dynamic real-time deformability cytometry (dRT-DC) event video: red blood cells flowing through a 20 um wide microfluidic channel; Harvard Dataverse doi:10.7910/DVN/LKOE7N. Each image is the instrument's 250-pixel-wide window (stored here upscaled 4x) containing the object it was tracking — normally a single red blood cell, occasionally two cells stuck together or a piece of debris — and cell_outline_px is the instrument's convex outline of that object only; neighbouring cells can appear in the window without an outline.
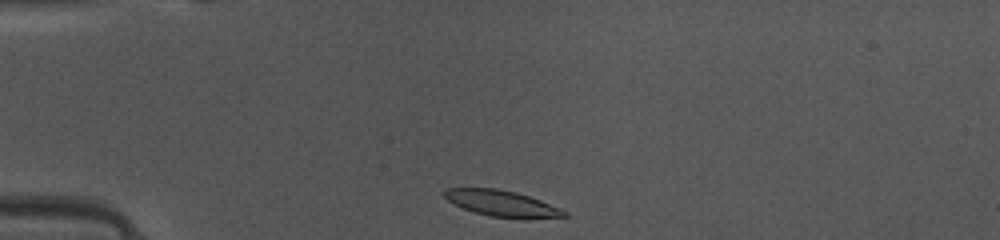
{"species": "common noctule bat (a hibernating species)", "species_latin": "Nyctalus noctula", "temperature_condition": "warm", "stored_images_in_passage": 37, "camera_frame_rate_fps": 3000, "um_per_image_px": 0.085, "animal": {"sex": "female", "body_mass_g": 10.0, "forearm_length_mm": 53.1}, "frame": {"image": 1, "passage_image": 1, "time_ms": 0.0, "image_size_px": [1000, 240], "cell_outline_px": [[568, 216], [524, 220], [488, 216], [464, 208], [448, 200], [444, 196], [444, 192], [448, 188], [496, 188], [516, 192], [540, 200], [560, 208], [568, 212]], "centroid_in_image_um": [42.74, 17.32], "position_along_channel_um": 42.3, "area_um2": 18.32}}
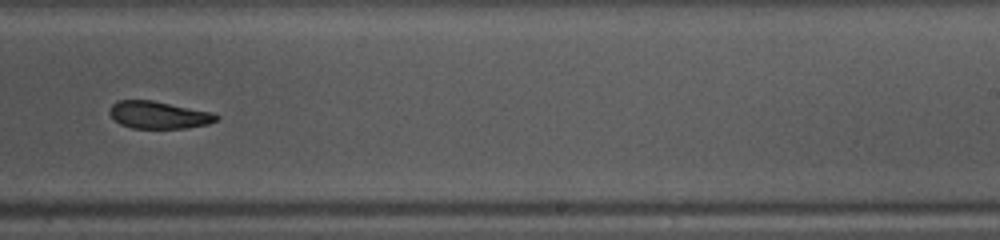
{"frame": {"image": 2, "passage_image": 20, "time_ms": 6.333, "image_size_px": [1000, 240], "cell_outline_px": [[220, 120], [208, 124], [184, 128], [132, 128], [120, 124], [108, 112], [112, 104], [116, 100], [152, 100], [212, 112], [220, 116]], "centroid_in_image_um": [13.51, 9.77], "position_along_channel_um": 275.5, "area_um2": 17.05}}
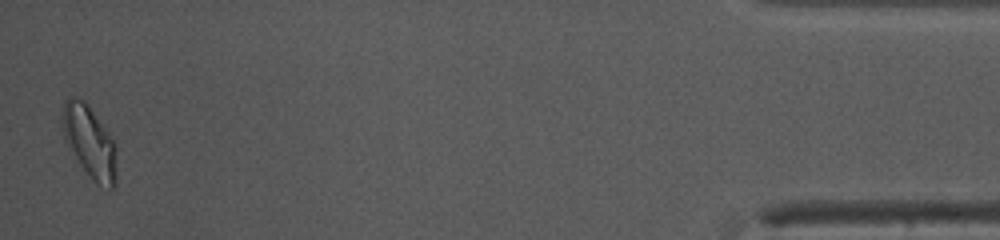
{"frame": {"image": 3, "passage_image": 37, "time_ms": 12.0, "image_size_px": [1000, 240], "cell_outline_px": [[116, 184], [112, 188], [108, 188], [96, 184], [84, 168], [64, 140], [60, 120], [60, 116], [64, 100], [68, 96], [76, 96], [84, 100], [88, 104], [108, 132], [116, 144]], "centroid_in_image_um": [7.59, 11.99], "position_along_channel_um": 427.6, "area_um2": 23.06}, "authors_computed_cell_mechanics": {"area_um2": 18.6694, "velocity_mm_per_s": 4.0946, "shape_relaxation_time_tau1_ms": 2.8066, "shape_relaxation_time_tau2_ms": 3.0334, "deformation_change_tau1": 0.1189, "deformation_change_tau2": 0.0954}}